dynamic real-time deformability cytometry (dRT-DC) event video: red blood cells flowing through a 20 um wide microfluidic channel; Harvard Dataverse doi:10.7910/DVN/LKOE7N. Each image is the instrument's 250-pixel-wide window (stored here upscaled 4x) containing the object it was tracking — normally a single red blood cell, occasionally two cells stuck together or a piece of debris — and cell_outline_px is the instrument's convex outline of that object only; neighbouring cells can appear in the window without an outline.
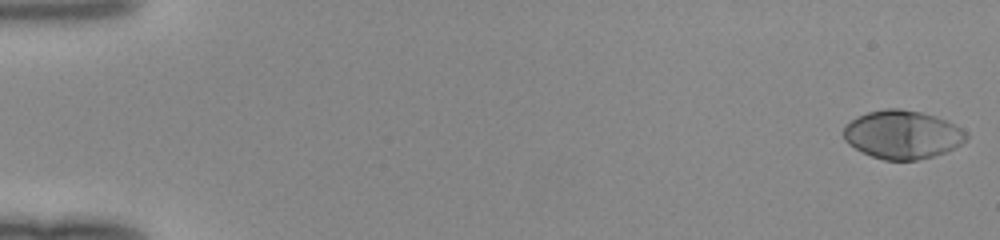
{"species": "human", "species_latin": "Homo sapiens", "temperature_condition": "room temperature", "stored_images_in_passage": 50, "camera_frame_rate_fps": 3000, "um_per_image_px": 0.085, "donor": {"sex": "female"}, "frame": {"image": 1, "passage_image": 1, "time_ms": 0.0, "image_size_px": [1000, 240], "cell_outline_px": [[968, 140], [956, 148], [932, 156], [916, 160], [884, 160], [872, 156], [848, 144], [844, 140], [844, 124], [856, 116], [868, 112], [884, 108], [900, 108], [920, 112], [936, 116], [960, 128], [968, 136]], "centroid_in_image_um": [76.68, 11.43], "position_along_channel_um": 8.3, "area_um2": 34.56}}
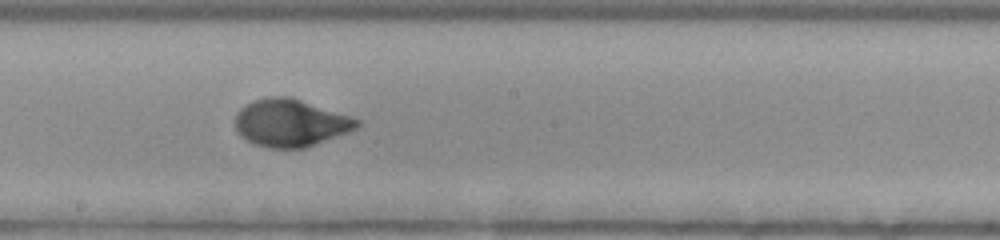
{"frame": {"image": 2, "passage_image": 29, "time_ms": 9.333, "image_size_px": [1000, 240], "cell_outline_px": [[360, 124], [356, 128], [348, 132], [304, 148], [268, 148], [256, 144], [240, 136], [236, 132], [236, 112], [244, 104], [268, 96], [288, 96], [360, 120]], "centroid_in_image_um": [24.64, 10.45], "position_along_channel_um": 223.6, "area_um2": 33.23}}
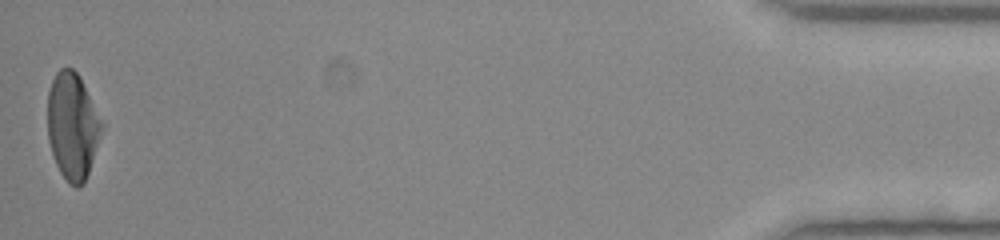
{"frame": {"image": 3, "passage_image": 50, "time_ms": 16.333, "image_size_px": [1000, 240], "cell_outline_px": [[104, 124], [84, 184], [80, 188], [76, 188], [68, 184], [60, 172], [52, 156], [48, 140], [48, 92], [52, 80], [56, 72], [60, 68], [72, 68], [80, 76]], "centroid_in_image_um": [6.15, 10.73], "position_along_channel_um": 429.0, "area_um2": 33.76}}